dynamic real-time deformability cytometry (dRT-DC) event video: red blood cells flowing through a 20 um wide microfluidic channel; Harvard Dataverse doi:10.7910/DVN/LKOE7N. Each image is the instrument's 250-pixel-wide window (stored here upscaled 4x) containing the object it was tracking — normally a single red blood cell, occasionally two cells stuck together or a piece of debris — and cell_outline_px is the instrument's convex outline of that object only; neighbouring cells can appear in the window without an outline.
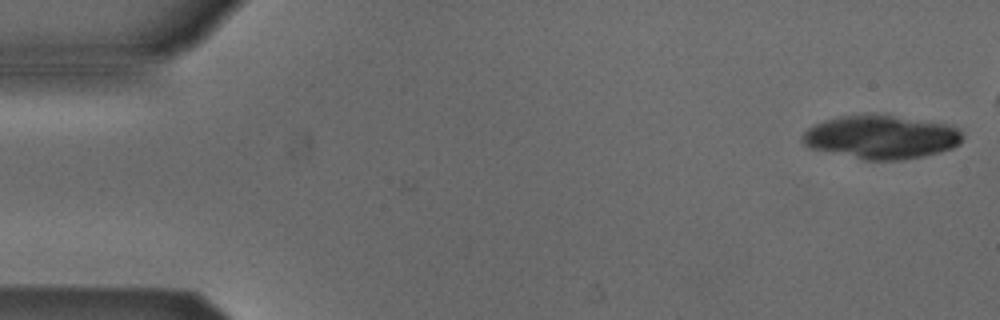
{"species": "Egyptian fruit bat (a non-hibernating species)", "species_latin": "Rousettus aegyptiacus", "temperature_condition": "cold", "stored_images_in_passage": 17, "camera_frame_rate_fps": 3000, "um_per_image_px": 0.085, "animal": {"sex": "male"}, "frame": {"image": 1, "passage_image": 1, "time_ms": 0.0, "image_size_px": [1000, 320], "cell_outline_px": [[960, 144], [952, 148], [924, 156], [900, 160], [864, 160], [808, 148], [800, 140], [800, 136], [812, 124], [824, 120], [840, 116], [864, 112], [872, 112], [952, 124], [960, 132]], "centroid_in_image_um": [74.83, 11.62], "position_along_channel_um": 10.2, "area_um2": 41.5}}